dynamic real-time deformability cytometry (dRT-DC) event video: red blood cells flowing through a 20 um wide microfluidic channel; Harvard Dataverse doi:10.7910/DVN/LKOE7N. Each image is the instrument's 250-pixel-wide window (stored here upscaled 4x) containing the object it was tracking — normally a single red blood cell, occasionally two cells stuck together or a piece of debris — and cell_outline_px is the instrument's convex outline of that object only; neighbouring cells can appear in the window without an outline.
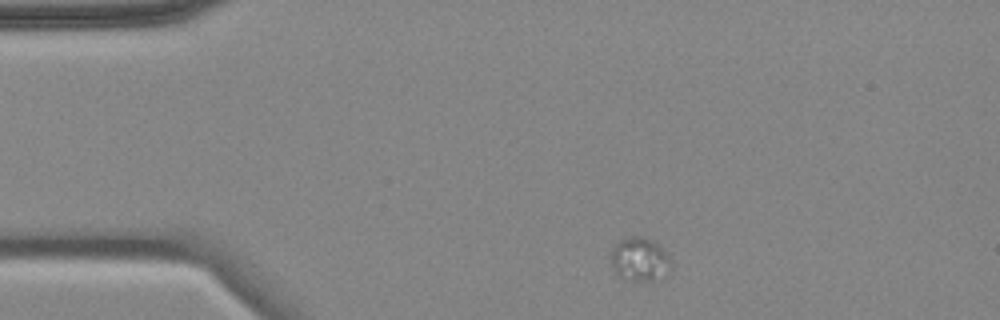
{"species": "common noctule bat (a hibernating species)", "species_latin": "Nyctalus noctula", "temperature_condition": "cold", "stored_images_in_passage": 5, "camera_frame_rate_fps": 3000, "um_per_image_px": 0.085, "animal": {"sex": "female", "body_mass_g": 18.4}, "frame": {"image": 1, "passage_image": 1, "time_ms": 0.0, "image_size_px": [1000, 320], "cell_outline_px": [[672, 264], [668, 272], [652, 280], [632, 280], [620, 276], [612, 268], [612, 248], [620, 240], [632, 236], [640, 236], [652, 240], [672, 260]], "centroid_in_image_um": [54.37, 22.03], "position_along_channel_um": 30.6, "area_um2": 14.8}}